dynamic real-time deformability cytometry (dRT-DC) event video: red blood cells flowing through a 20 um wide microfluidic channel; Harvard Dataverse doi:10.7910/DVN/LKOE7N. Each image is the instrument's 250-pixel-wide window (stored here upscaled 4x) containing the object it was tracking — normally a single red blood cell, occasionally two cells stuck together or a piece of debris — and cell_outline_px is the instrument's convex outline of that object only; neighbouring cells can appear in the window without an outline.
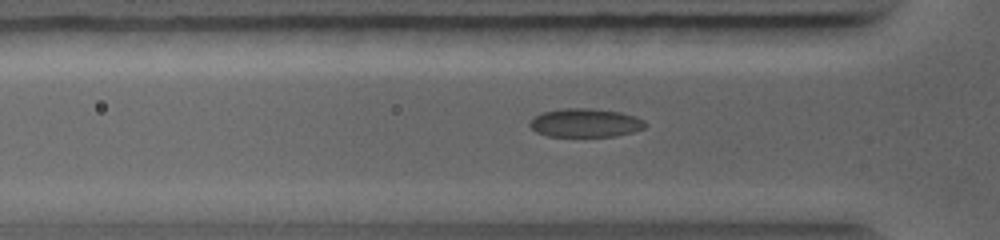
{"species": "common noctule bat (a hibernating species)", "species_latin": "Nyctalus noctula", "temperature_condition": "warm", "stored_images_in_passage": 42, "segment_of_instrument_passage": [1, 2], "camera_frame_rate_fps": 5000, "um_per_image_px": 0.085, "animal": {"sex": "female", "body_mass_g": 19.0, "forearm_length_mm": 56.7}, "frame": {"image": 1, "passage_image": 11, "time_ms": 2.8, "image_size_px": [1000, 240], "cell_outline_px": [[644, 128], [632, 132], [616, 136], [548, 136], [536, 132], [528, 124], [536, 116], [544, 112], [564, 108], [592, 108], [620, 112], [644, 120]], "centroid_in_image_um": [49.74, 10.44], "position_along_channel_um": 76.1, "area_um2": 18.96}}
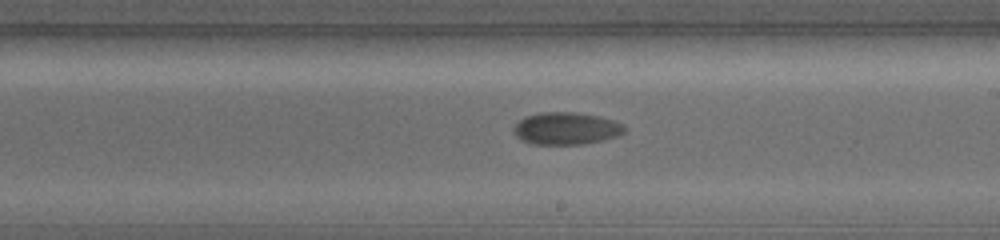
{"frame": {"image": 2, "passage_image": 24, "time_ms": 6.2, "image_size_px": [1000, 240], "cell_outline_px": [[624, 132], [616, 136], [584, 144], [532, 144], [520, 140], [516, 136], [512, 128], [524, 116], [540, 112], [576, 112], [600, 116], [624, 124]], "centroid_in_image_um": [48.08, 10.91], "position_along_channel_um": 240.9, "area_um2": 20.87}}
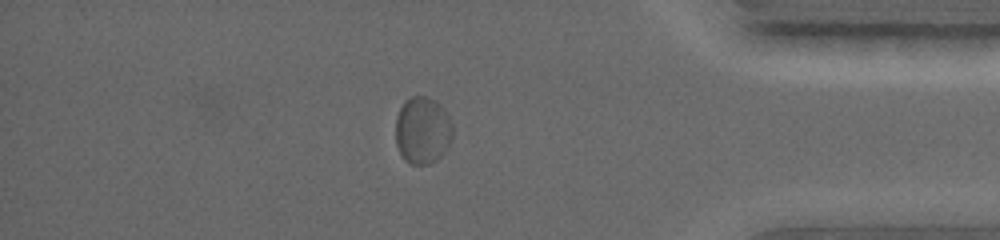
{"frame": {"image": 3, "passage_image": 38, "time_ms": 10.0, "image_size_px": [1000, 240], "cell_outline_px": [[452, 136], [448, 144], [440, 156], [436, 160], [428, 164], [408, 164], [404, 160], [396, 144], [396, 116], [404, 100], [412, 96], [424, 96], [440, 104], [444, 108], [452, 124]], "centroid_in_image_um": [35.89, 11.07], "position_along_channel_um": 399.3, "area_um2": 22.25}}